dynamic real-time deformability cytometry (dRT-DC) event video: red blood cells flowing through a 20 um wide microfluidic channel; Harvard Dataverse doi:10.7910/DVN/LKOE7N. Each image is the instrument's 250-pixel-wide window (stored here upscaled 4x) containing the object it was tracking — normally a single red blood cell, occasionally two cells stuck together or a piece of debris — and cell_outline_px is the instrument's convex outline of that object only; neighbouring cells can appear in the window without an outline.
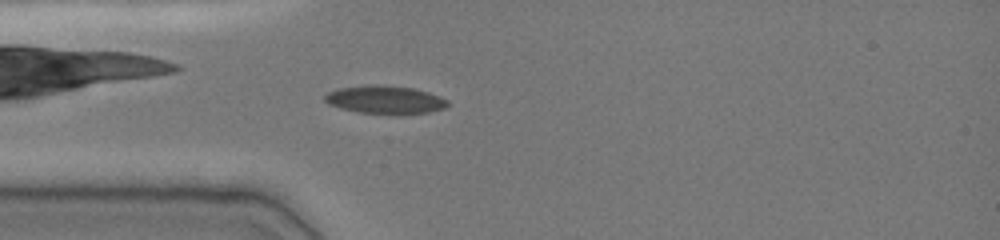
{"species": "common noctule bat (a hibernating species)", "species_latin": "Nyctalus noctula", "temperature_condition": "cold", "stored_images_in_passage": 40, "camera_frame_rate_fps": 3000, "um_per_image_px": 0.085, "animal": {"sex": "female", "body_mass_g": 19.0, "forearm_length_mm": 51.5}, "frame": {"image": 1, "passage_image": 12, "time_ms": 3.667, "image_size_px": [1000, 240], "cell_outline_px": [[448, 104], [444, 108], [428, 112], [400, 116], [360, 112], [340, 108], [328, 104], [324, 100], [324, 96], [328, 92], [336, 88], [364, 84], [380, 84], [412, 88], [428, 92], [440, 96], [448, 100]], "centroid_in_image_um": [32.71, 8.48], "position_along_channel_um": 52.3, "area_um2": 20.69}}
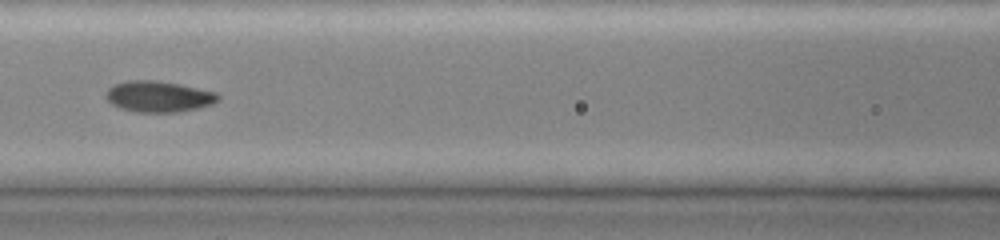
{"frame": {"image": 2, "passage_image": 20, "time_ms": 6.333, "image_size_px": [1000, 240], "cell_outline_px": [[220, 100], [212, 104], [196, 108], [176, 112], [136, 112], [120, 108], [112, 104], [104, 96], [104, 92], [112, 84], [128, 80], [156, 80], [180, 84], [216, 92], [220, 96]], "centroid_in_image_um": [13.44, 8.19], "position_along_channel_um": 153.2, "area_um2": 20.46}}
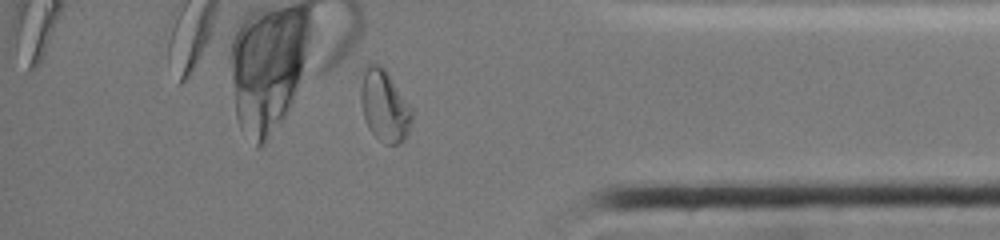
{"frame": {"image": 3, "passage_image": 40, "time_ms": 13.0, "image_size_px": [1000, 240], "cell_outline_px": [[412, 120], [408, 132], [404, 140], [400, 144], [384, 144], [368, 128], [364, 120], [360, 100], [360, 88], [364, 64], [380, 64], [384, 68], [412, 108]], "centroid_in_image_um": [32.65, 8.99], "position_along_channel_um": 402.5, "area_um2": 21.5}, "authors_computed_cell_mechanics": {"area_um2": 19.1896, "velocity_mm_per_s": 3.8975, "shape_relaxation_time_tau1_ms": null, "shape_relaxation_time_tau2_ms": 1.0237, "deformation_change_tau1": null, "deformation_change_tau2": 0.0367}}